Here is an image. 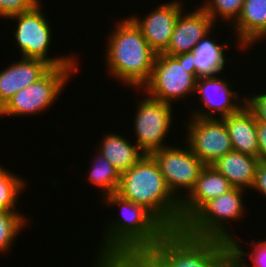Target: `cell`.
I'll list each match as a JSON object with an SVG mask.
<instances>
[{
    "instance_id": "cell-1",
    "label": "cell",
    "mask_w": 266,
    "mask_h": 267,
    "mask_svg": "<svg viewBox=\"0 0 266 267\" xmlns=\"http://www.w3.org/2000/svg\"><path fill=\"white\" fill-rule=\"evenodd\" d=\"M102 203L120 208V214L103 229L93 267H148L177 253L175 236L145 207L117 193L106 195Z\"/></svg>"
},
{
    "instance_id": "cell-2",
    "label": "cell",
    "mask_w": 266,
    "mask_h": 267,
    "mask_svg": "<svg viewBox=\"0 0 266 267\" xmlns=\"http://www.w3.org/2000/svg\"><path fill=\"white\" fill-rule=\"evenodd\" d=\"M245 191L233 188L204 203L182 225L176 235L177 253L221 254L236 237L232 234L233 229L228 227L230 220L240 221L245 215L246 206L243 203ZM230 229L232 232H229Z\"/></svg>"
},
{
    "instance_id": "cell-3",
    "label": "cell",
    "mask_w": 266,
    "mask_h": 267,
    "mask_svg": "<svg viewBox=\"0 0 266 267\" xmlns=\"http://www.w3.org/2000/svg\"><path fill=\"white\" fill-rule=\"evenodd\" d=\"M116 193L145 207L175 237L179 233L180 202L169 190L151 155H144L132 168L121 173Z\"/></svg>"
},
{
    "instance_id": "cell-4",
    "label": "cell",
    "mask_w": 266,
    "mask_h": 267,
    "mask_svg": "<svg viewBox=\"0 0 266 267\" xmlns=\"http://www.w3.org/2000/svg\"><path fill=\"white\" fill-rule=\"evenodd\" d=\"M113 29L107 37L104 53L107 72L125 86L141 90L152 75L157 53L130 18L118 21Z\"/></svg>"
},
{
    "instance_id": "cell-5",
    "label": "cell",
    "mask_w": 266,
    "mask_h": 267,
    "mask_svg": "<svg viewBox=\"0 0 266 267\" xmlns=\"http://www.w3.org/2000/svg\"><path fill=\"white\" fill-rule=\"evenodd\" d=\"M193 63V52L175 56L156 54L152 75L140 92L143 90L149 97L171 105L195 95L197 78Z\"/></svg>"
},
{
    "instance_id": "cell-6",
    "label": "cell",
    "mask_w": 266,
    "mask_h": 267,
    "mask_svg": "<svg viewBox=\"0 0 266 267\" xmlns=\"http://www.w3.org/2000/svg\"><path fill=\"white\" fill-rule=\"evenodd\" d=\"M78 67H51L36 82L14 94L0 109V117L35 116L49 109L70 82V75L79 71Z\"/></svg>"
},
{
    "instance_id": "cell-7",
    "label": "cell",
    "mask_w": 266,
    "mask_h": 267,
    "mask_svg": "<svg viewBox=\"0 0 266 267\" xmlns=\"http://www.w3.org/2000/svg\"><path fill=\"white\" fill-rule=\"evenodd\" d=\"M41 5L42 2L28 12L8 18L16 20V26H14L16 29L13 34L16 37V45L19 46L22 58L40 59L51 67L78 66L79 62L75 54L56 57L47 56L53 37L50 23L42 13Z\"/></svg>"
},
{
    "instance_id": "cell-8",
    "label": "cell",
    "mask_w": 266,
    "mask_h": 267,
    "mask_svg": "<svg viewBox=\"0 0 266 267\" xmlns=\"http://www.w3.org/2000/svg\"><path fill=\"white\" fill-rule=\"evenodd\" d=\"M142 100L138 99L134 118V133L138 148L145 154L168 147L165 140L173 126V111L171 104L155 100L146 93ZM172 124V125H171Z\"/></svg>"
},
{
    "instance_id": "cell-9",
    "label": "cell",
    "mask_w": 266,
    "mask_h": 267,
    "mask_svg": "<svg viewBox=\"0 0 266 267\" xmlns=\"http://www.w3.org/2000/svg\"><path fill=\"white\" fill-rule=\"evenodd\" d=\"M184 144L185 148L172 145L151 154L169 190L180 203L193 190L201 170L205 167L190 147L185 142Z\"/></svg>"
},
{
    "instance_id": "cell-10",
    "label": "cell",
    "mask_w": 266,
    "mask_h": 267,
    "mask_svg": "<svg viewBox=\"0 0 266 267\" xmlns=\"http://www.w3.org/2000/svg\"><path fill=\"white\" fill-rule=\"evenodd\" d=\"M185 143L205 164L212 165L221 156L233 150L227 126L223 119L188 117Z\"/></svg>"
},
{
    "instance_id": "cell-11",
    "label": "cell",
    "mask_w": 266,
    "mask_h": 267,
    "mask_svg": "<svg viewBox=\"0 0 266 267\" xmlns=\"http://www.w3.org/2000/svg\"><path fill=\"white\" fill-rule=\"evenodd\" d=\"M219 75L199 77L196 80L195 95L199 93L197 95L200 96L198 98L201 99L199 101L202 102V106L199 105L203 108L189 111V116L222 119L239 112L247 104V98H241L238 91L231 90L234 89L231 87L232 83Z\"/></svg>"
},
{
    "instance_id": "cell-12",
    "label": "cell",
    "mask_w": 266,
    "mask_h": 267,
    "mask_svg": "<svg viewBox=\"0 0 266 267\" xmlns=\"http://www.w3.org/2000/svg\"><path fill=\"white\" fill-rule=\"evenodd\" d=\"M183 1H170L155 7L142 19L130 15V19L141 30L148 45L158 54L162 53L170 42L179 14L184 10Z\"/></svg>"
},
{
    "instance_id": "cell-13",
    "label": "cell",
    "mask_w": 266,
    "mask_h": 267,
    "mask_svg": "<svg viewBox=\"0 0 266 267\" xmlns=\"http://www.w3.org/2000/svg\"><path fill=\"white\" fill-rule=\"evenodd\" d=\"M191 11L179 14L168 47L162 53L175 56L193 52L197 43L215 29V23L201 6Z\"/></svg>"
},
{
    "instance_id": "cell-14",
    "label": "cell",
    "mask_w": 266,
    "mask_h": 267,
    "mask_svg": "<svg viewBox=\"0 0 266 267\" xmlns=\"http://www.w3.org/2000/svg\"><path fill=\"white\" fill-rule=\"evenodd\" d=\"M232 184L212 165H205L193 190L180 203V230L182 225L207 201L232 190Z\"/></svg>"
},
{
    "instance_id": "cell-15",
    "label": "cell",
    "mask_w": 266,
    "mask_h": 267,
    "mask_svg": "<svg viewBox=\"0 0 266 267\" xmlns=\"http://www.w3.org/2000/svg\"><path fill=\"white\" fill-rule=\"evenodd\" d=\"M0 71V109L18 91L41 78L51 66L40 59L20 58Z\"/></svg>"
},
{
    "instance_id": "cell-16",
    "label": "cell",
    "mask_w": 266,
    "mask_h": 267,
    "mask_svg": "<svg viewBox=\"0 0 266 267\" xmlns=\"http://www.w3.org/2000/svg\"><path fill=\"white\" fill-rule=\"evenodd\" d=\"M238 49H252L266 35V0H245L242 12L232 25ZM250 47V48H249Z\"/></svg>"
},
{
    "instance_id": "cell-17",
    "label": "cell",
    "mask_w": 266,
    "mask_h": 267,
    "mask_svg": "<svg viewBox=\"0 0 266 267\" xmlns=\"http://www.w3.org/2000/svg\"><path fill=\"white\" fill-rule=\"evenodd\" d=\"M222 119L227 126L233 150L258 158L257 118L248 105Z\"/></svg>"
},
{
    "instance_id": "cell-18",
    "label": "cell",
    "mask_w": 266,
    "mask_h": 267,
    "mask_svg": "<svg viewBox=\"0 0 266 267\" xmlns=\"http://www.w3.org/2000/svg\"><path fill=\"white\" fill-rule=\"evenodd\" d=\"M259 159L232 150L221 156L212 166L221 173L234 188L251 189Z\"/></svg>"
},
{
    "instance_id": "cell-19",
    "label": "cell",
    "mask_w": 266,
    "mask_h": 267,
    "mask_svg": "<svg viewBox=\"0 0 266 267\" xmlns=\"http://www.w3.org/2000/svg\"><path fill=\"white\" fill-rule=\"evenodd\" d=\"M97 152L104 156L120 174L132 168L145 154L137 144L114 132L102 136Z\"/></svg>"
},
{
    "instance_id": "cell-20",
    "label": "cell",
    "mask_w": 266,
    "mask_h": 267,
    "mask_svg": "<svg viewBox=\"0 0 266 267\" xmlns=\"http://www.w3.org/2000/svg\"><path fill=\"white\" fill-rule=\"evenodd\" d=\"M214 34H207L195 46L193 50V64L195 66L196 78L215 76L226 69L228 60L225 51L229 49L228 43H216ZM211 37V39H209ZM213 38V39H212ZM228 45V46H227Z\"/></svg>"
},
{
    "instance_id": "cell-21",
    "label": "cell",
    "mask_w": 266,
    "mask_h": 267,
    "mask_svg": "<svg viewBox=\"0 0 266 267\" xmlns=\"http://www.w3.org/2000/svg\"><path fill=\"white\" fill-rule=\"evenodd\" d=\"M93 157L94 161L92 160L88 171V181L101 190L99 192L102 194L99 195L103 197L116 193L120 184V172L97 150Z\"/></svg>"
},
{
    "instance_id": "cell-22",
    "label": "cell",
    "mask_w": 266,
    "mask_h": 267,
    "mask_svg": "<svg viewBox=\"0 0 266 267\" xmlns=\"http://www.w3.org/2000/svg\"><path fill=\"white\" fill-rule=\"evenodd\" d=\"M252 241V244H250L252 253L243 250L244 246L241 245L242 243L239 239L235 238L219 255L223 257L231 267H249V262H246L245 259L247 258L245 257H248V260L250 259L252 261L250 267H266V238L264 241L260 240L257 242L255 239Z\"/></svg>"
},
{
    "instance_id": "cell-23",
    "label": "cell",
    "mask_w": 266,
    "mask_h": 267,
    "mask_svg": "<svg viewBox=\"0 0 266 267\" xmlns=\"http://www.w3.org/2000/svg\"><path fill=\"white\" fill-rule=\"evenodd\" d=\"M0 164V211H17L15 206L27 183Z\"/></svg>"
},
{
    "instance_id": "cell-24",
    "label": "cell",
    "mask_w": 266,
    "mask_h": 267,
    "mask_svg": "<svg viewBox=\"0 0 266 267\" xmlns=\"http://www.w3.org/2000/svg\"><path fill=\"white\" fill-rule=\"evenodd\" d=\"M19 211H0V253L4 254L12 249L17 234L21 232L25 224L29 222ZM15 238V239H14Z\"/></svg>"
},
{
    "instance_id": "cell-25",
    "label": "cell",
    "mask_w": 266,
    "mask_h": 267,
    "mask_svg": "<svg viewBox=\"0 0 266 267\" xmlns=\"http://www.w3.org/2000/svg\"><path fill=\"white\" fill-rule=\"evenodd\" d=\"M148 267H231L219 254L176 253L167 261Z\"/></svg>"
},
{
    "instance_id": "cell-26",
    "label": "cell",
    "mask_w": 266,
    "mask_h": 267,
    "mask_svg": "<svg viewBox=\"0 0 266 267\" xmlns=\"http://www.w3.org/2000/svg\"><path fill=\"white\" fill-rule=\"evenodd\" d=\"M201 7L216 24L220 19L227 24L233 25L239 18L245 0H204Z\"/></svg>"
},
{
    "instance_id": "cell-27",
    "label": "cell",
    "mask_w": 266,
    "mask_h": 267,
    "mask_svg": "<svg viewBox=\"0 0 266 267\" xmlns=\"http://www.w3.org/2000/svg\"><path fill=\"white\" fill-rule=\"evenodd\" d=\"M42 0H0V17L8 18L32 10Z\"/></svg>"
},
{
    "instance_id": "cell-28",
    "label": "cell",
    "mask_w": 266,
    "mask_h": 267,
    "mask_svg": "<svg viewBox=\"0 0 266 267\" xmlns=\"http://www.w3.org/2000/svg\"><path fill=\"white\" fill-rule=\"evenodd\" d=\"M260 93V94H259ZM253 97H246L248 107L255 113L259 122L266 124V89L264 92H259Z\"/></svg>"
},
{
    "instance_id": "cell-29",
    "label": "cell",
    "mask_w": 266,
    "mask_h": 267,
    "mask_svg": "<svg viewBox=\"0 0 266 267\" xmlns=\"http://www.w3.org/2000/svg\"><path fill=\"white\" fill-rule=\"evenodd\" d=\"M252 191L259 192L266 197V162H259L256 168Z\"/></svg>"
},
{
    "instance_id": "cell-30",
    "label": "cell",
    "mask_w": 266,
    "mask_h": 267,
    "mask_svg": "<svg viewBox=\"0 0 266 267\" xmlns=\"http://www.w3.org/2000/svg\"><path fill=\"white\" fill-rule=\"evenodd\" d=\"M257 138L259 145L258 159L260 162H266V124L257 120Z\"/></svg>"
},
{
    "instance_id": "cell-31",
    "label": "cell",
    "mask_w": 266,
    "mask_h": 267,
    "mask_svg": "<svg viewBox=\"0 0 266 267\" xmlns=\"http://www.w3.org/2000/svg\"><path fill=\"white\" fill-rule=\"evenodd\" d=\"M263 40H266V35L262 38V40H260V42H262Z\"/></svg>"
}]
</instances>
